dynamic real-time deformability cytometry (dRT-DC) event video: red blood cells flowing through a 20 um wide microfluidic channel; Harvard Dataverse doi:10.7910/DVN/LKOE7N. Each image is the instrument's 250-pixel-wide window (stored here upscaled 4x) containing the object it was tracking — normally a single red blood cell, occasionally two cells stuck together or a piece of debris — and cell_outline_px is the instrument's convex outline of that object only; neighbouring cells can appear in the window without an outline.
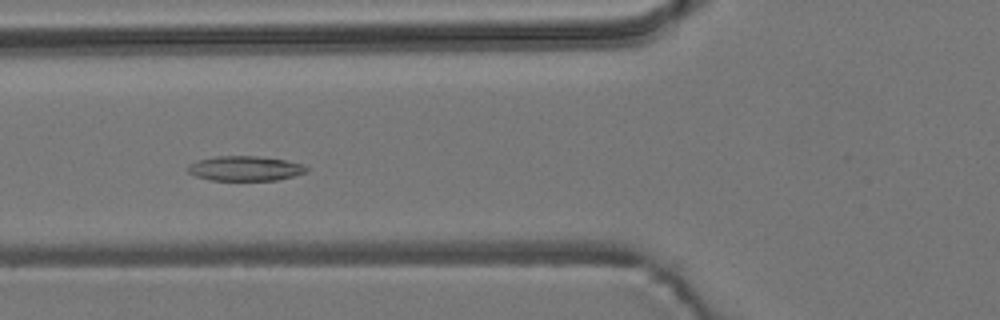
{"species": "common noctule bat (a hibernating species)", "species_latin": "Nyctalus noctula", "temperature_condition": "room temperature", "stored_images_in_passage": 34, "camera_frame_rate_fps": 3000, "um_per_image_px": 0.085, "animal": {"sex": "male", "body_mass_g": 19.2, "forearm_length_mm": 51.8}, "frame": {"image": 1, "passage_image": 15, "time_ms": 4.667, "image_size_px": [1000, 320], "cell_outline_px": [[308, 172], [276, 180], [212, 180], [196, 176], [188, 172], [188, 164], [200, 160], [216, 156], [256, 156], [284, 160], [304, 164], [308, 168]], "centroid_in_image_um": [20.85, 14.31], "position_along_channel_um": 104.9, "area_um2": 16.99}}
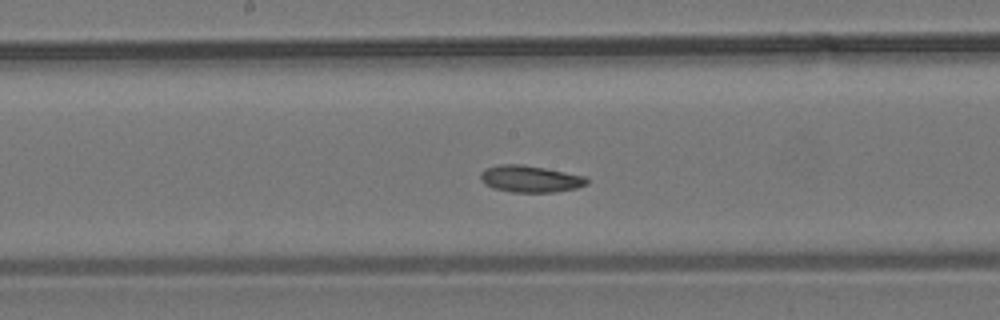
{"frame": {"image": 2, "passage_image": 23, "time_ms": 7.333, "image_size_px": [1000, 320], "cell_outline_px": [[588, 184], [576, 188], [556, 192], [512, 192], [492, 188], [484, 184], [480, 180], [480, 172], [488, 168], [500, 164], [524, 164], [588, 176]], "centroid_in_image_um": [45.09, 15.2], "position_along_channel_um": 203.1, "area_um2": 16.82}}
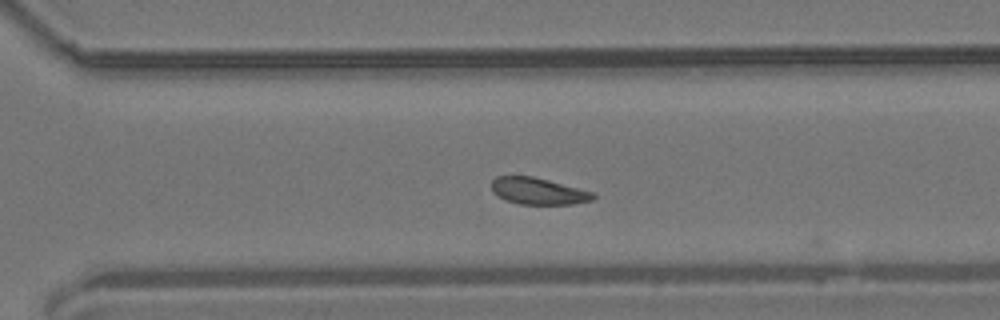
{"frame": {"image": 3, "passage_image": 33, "time_ms": 10.667, "image_size_px": [1000, 320], "cell_outline_px": [[596, 196], [592, 200], [572, 204], [520, 204], [504, 200], [496, 196], [492, 192], [492, 180], [496, 176], [532, 176], [596, 192]], "centroid_in_image_um": [45.74, 16.25], "position_along_channel_um": 324.9, "area_um2": 15.95}}